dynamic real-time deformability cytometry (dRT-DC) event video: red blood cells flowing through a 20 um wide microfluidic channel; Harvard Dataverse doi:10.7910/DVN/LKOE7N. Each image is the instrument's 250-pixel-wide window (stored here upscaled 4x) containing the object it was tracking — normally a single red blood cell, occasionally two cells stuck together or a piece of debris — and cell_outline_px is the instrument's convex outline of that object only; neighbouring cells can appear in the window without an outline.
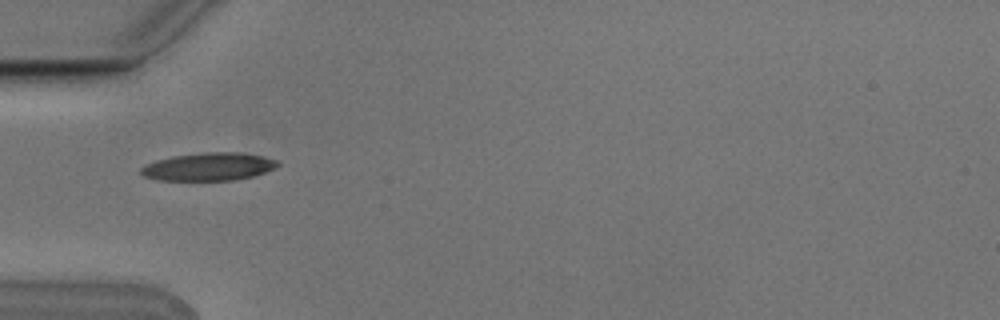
{"species": "Egyptian fruit bat (a non-hibernating species)", "species_latin": "Rousettus aegyptiacus", "temperature_condition": "cold", "stored_images_in_passage": 3, "camera_frame_rate_fps": 3000, "um_per_image_px": 0.085, "animal": {"sex": "male"}, "frame": {"image": 1, "passage_image": 1, "time_ms": 0.0, "image_size_px": [1000, 320], "cell_outline_px": [[280, 164], [276, 168], [252, 176], [232, 180], [156, 180], [144, 176], [140, 172], [140, 168], [144, 164], [156, 160], [172, 156], [204, 152], [236, 152], [264, 156], [276, 160]], "centroid_in_image_um": [17.71, 14.16], "position_along_channel_um": 67.3, "area_um2": 22.25}}
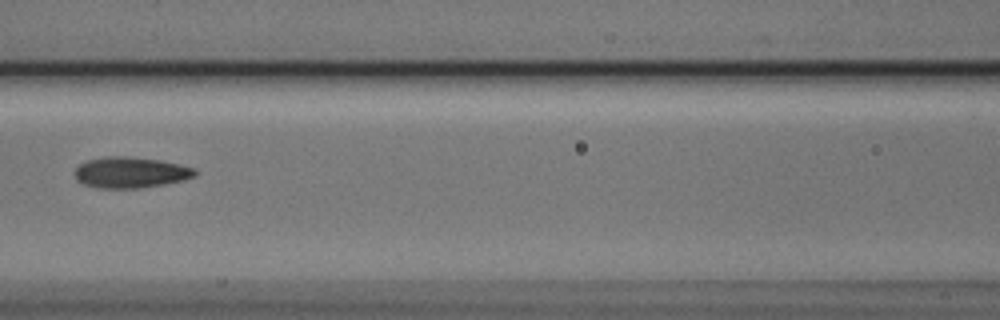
{"frame": {"image": 2, "passage_image": 3, "time_ms": 0.667, "image_size_px": [1000, 320], "cell_outline_px": [[196, 176], [184, 180], [164, 184], [136, 188], [96, 188], [84, 184], [76, 180], [76, 168], [80, 164], [88, 160], [104, 156], [128, 156], [160, 160], [180, 164], [196, 168]], "centroid_in_image_um": [11.12, 14.65], "position_along_channel_um": 155.5, "area_um2": 21.73}}